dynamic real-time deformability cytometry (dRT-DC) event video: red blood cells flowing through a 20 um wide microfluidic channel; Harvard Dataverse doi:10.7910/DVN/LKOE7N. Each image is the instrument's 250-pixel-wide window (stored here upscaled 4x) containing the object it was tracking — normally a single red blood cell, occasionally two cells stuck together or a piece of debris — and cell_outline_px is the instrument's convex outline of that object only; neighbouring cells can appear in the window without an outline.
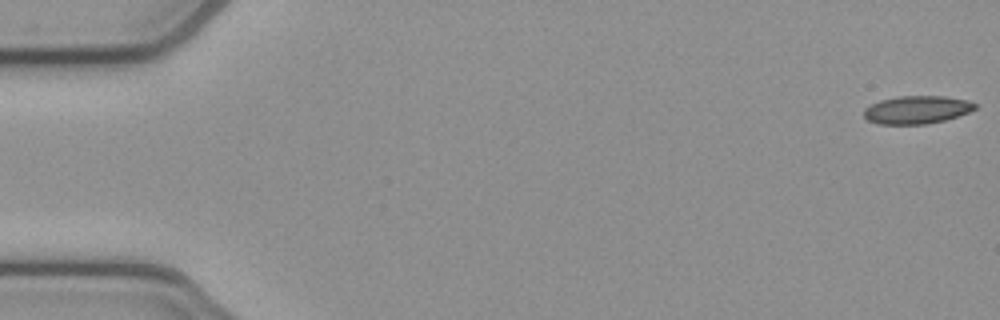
{"species": "common noctule bat (a hibernating species)", "species_latin": "Nyctalus noctula", "temperature_condition": "cold", "stored_images_in_passage": 15, "camera_frame_rate_fps": 3000, "um_per_image_px": 0.085, "animal": {"sex": "female", "body_mass_g": 21.9}, "frame": {"image": 1, "passage_image": 1, "time_ms": 0.0, "image_size_px": [1000, 320], "cell_outline_px": [[976, 108], [968, 112], [944, 120], [924, 124], [876, 124], [868, 120], [864, 116], [864, 108], [880, 100], [900, 96], [944, 96], [968, 100], [976, 104]], "centroid_in_image_um": [77.91, 9.33], "position_along_channel_um": 7.1, "area_um2": 17.98}}
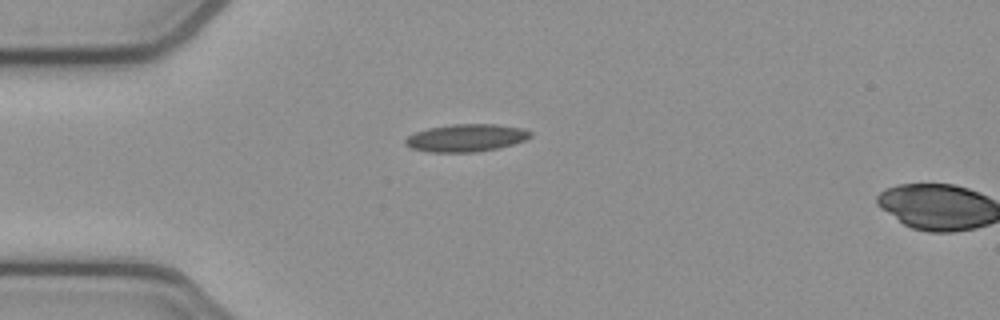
{"frame": {"image": 2, "passage_image": 14, "time_ms": 4.333, "image_size_px": [1000, 320], "cell_outline_px": [[532, 136], [524, 140], [512, 144], [496, 148], [476, 152], [428, 152], [412, 148], [404, 144], [404, 140], [408, 136], [416, 132], [428, 128], [452, 124], [496, 124], [524, 128], [532, 132]], "centroid_in_image_um": [39.62, 11.71], "position_along_channel_um": 45.4, "area_um2": 20.06}}